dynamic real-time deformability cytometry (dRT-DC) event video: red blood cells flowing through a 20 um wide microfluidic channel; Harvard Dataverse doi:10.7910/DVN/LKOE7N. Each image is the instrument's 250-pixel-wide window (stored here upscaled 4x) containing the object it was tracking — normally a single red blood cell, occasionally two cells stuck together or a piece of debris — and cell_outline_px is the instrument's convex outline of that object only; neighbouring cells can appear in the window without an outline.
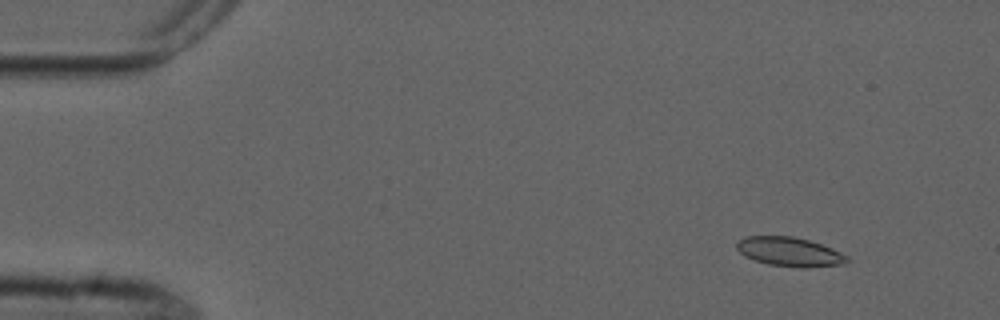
{"species": "common noctule bat (a hibernating species)", "species_latin": "Nyctalus noctula", "temperature_condition": "cold", "stored_images_in_passage": 5, "camera_frame_rate_fps": 3000, "um_per_image_px": 0.085, "animal": {"sex": "male", "forearm_length_mm": 52.5}, "frame": {"image": 1, "passage_image": 1, "time_ms": 0.0, "image_size_px": [1000, 320], "cell_outline_px": [[848, 260], [844, 264], [808, 268], [800, 268], [768, 264], [744, 256], [736, 248], [736, 244], [740, 240], [748, 236], [792, 236], [808, 240], [832, 248], [848, 256]], "centroid_in_image_um": [67.13, 21.41], "position_along_channel_um": 17.9, "area_um2": 18.67}}
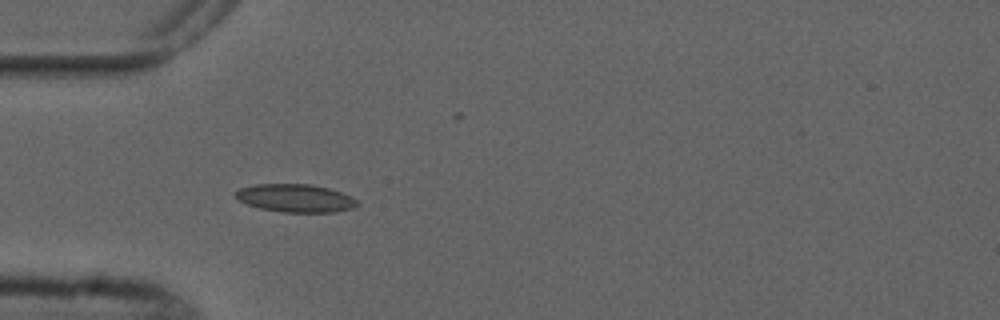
{"frame": {"image": 2, "passage_image": 4, "time_ms": 3.667, "image_size_px": [1000, 320], "cell_outline_px": [[360, 204], [352, 208], [336, 212], [284, 212], [260, 208], [248, 204], [232, 196], [240, 188], [252, 184], [308, 184], [328, 188], [352, 196]], "centroid_in_image_um": [25.11, 16.84], "position_along_channel_um": 59.9, "area_um2": 19.83}}
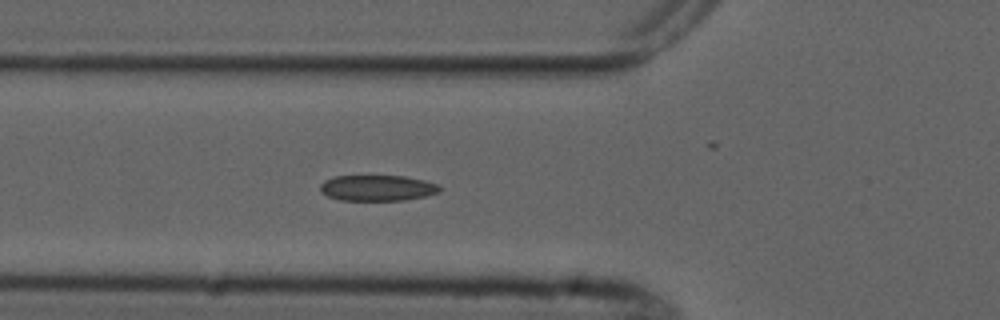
{"frame": {"image": 3, "passage_image": 5, "time_ms": 4.667, "image_size_px": [1000, 320], "cell_outline_px": [[444, 188], [440, 192], [428, 196], [404, 200], [340, 200], [328, 196], [320, 192], [320, 184], [324, 180], [332, 176], [404, 176], [424, 180], [440, 184]], "centroid_in_image_um": [32.12, 15.97], "position_along_channel_um": 93.7, "area_um2": 18.26}}